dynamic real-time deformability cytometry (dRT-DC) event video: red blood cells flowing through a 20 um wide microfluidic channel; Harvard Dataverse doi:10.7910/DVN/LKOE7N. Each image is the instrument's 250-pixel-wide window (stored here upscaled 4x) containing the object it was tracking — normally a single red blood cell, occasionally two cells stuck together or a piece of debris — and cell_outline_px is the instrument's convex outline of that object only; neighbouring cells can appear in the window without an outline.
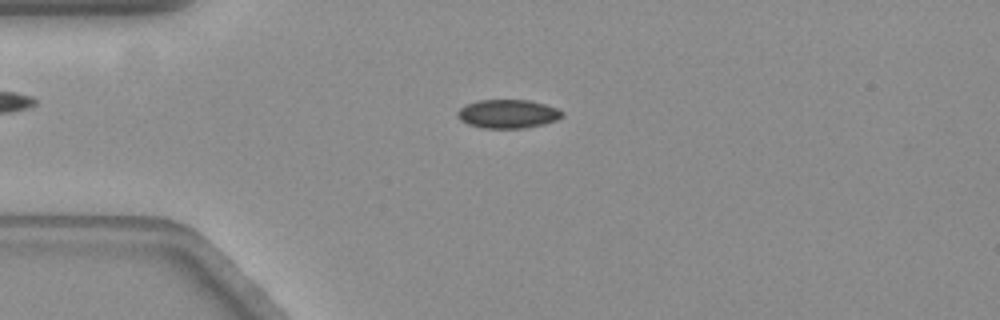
{"species": "common noctule bat (a hibernating species)", "species_latin": "Nyctalus noctula", "temperature_condition": "warm", "stored_images_in_passage": 58, "camera_frame_rate_fps": 3000, "um_per_image_px": 0.085, "animal": {"sex": "female", "body_mass_g": 19.3, "forearm_length_mm": 54.1}, "frame": {"image": 1, "passage_image": 14, "time_ms": 4.333, "image_size_px": [1000, 320], "cell_outline_px": [[564, 116], [556, 120], [544, 124], [524, 128], [484, 128], [468, 124], [460, 120], [456, 116], [456, 112], [464, 104], [476, 100], [528, 100], [544, 104], [556, 108], [564, 112]], "centroid_in_image_um": [43.14, 9.67], "position_along_channel_um": 41.9, "area_um2": 17.63}}
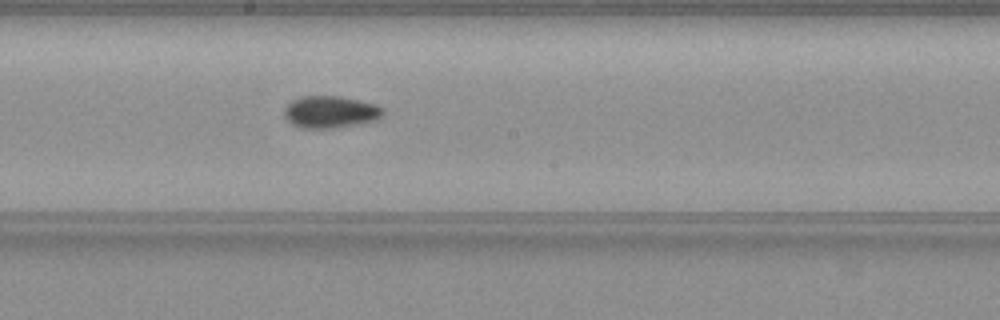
{"frame": {"image": 2, "passage_image": 31, "time_ms": 10.0, "image_size_px": [1000, 320], "cell_outline_px": [[384, 116], [376, 120], [360, 124], [336, 128], [300, 128], [292, 124], [284, 116], [284, 108], [292, 100], [300, 96], [340, 96], [360, 100], [376, 104], [384, 108]], "centroid_in_image_um": [28.11, 9.52], "position_along_channel_um": 220.1, "area_um2": 18.79}}
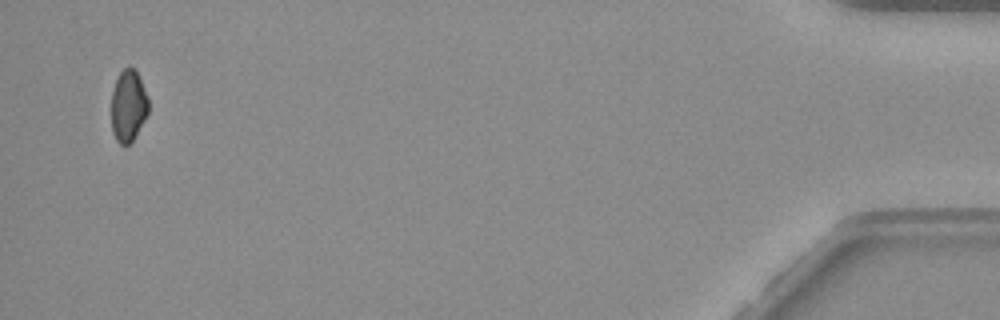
{"frame": {"image": 3, "passage_image": 56, "time_ms": 18.333, "image_size_px": [1000, 320], "cell_outline_px": [[148, 112], [144, 120], [132, 140], [128, 144], [120, 144], [116, 140], [112, 132], [112, 92], [116, 80], [120, 72], [124, 68], [136, 68], [148, 100]], "centroid_in_image_um": [10.9, 8.98], "position_along_channel_um": 424.3, "area_um2": 15.2}, "authors_computed_cell_mechanics": {"area_um2": 17.34, "velocity_mm_per_s": 3.548, "shape_relaxation_time_tau1_ms": 11.2867, "shape_relaxation_time_tau2_ms": 5.3575, "deformation_change_tau1": 0.1496, "deformation_change_tau2": 0.0575}}